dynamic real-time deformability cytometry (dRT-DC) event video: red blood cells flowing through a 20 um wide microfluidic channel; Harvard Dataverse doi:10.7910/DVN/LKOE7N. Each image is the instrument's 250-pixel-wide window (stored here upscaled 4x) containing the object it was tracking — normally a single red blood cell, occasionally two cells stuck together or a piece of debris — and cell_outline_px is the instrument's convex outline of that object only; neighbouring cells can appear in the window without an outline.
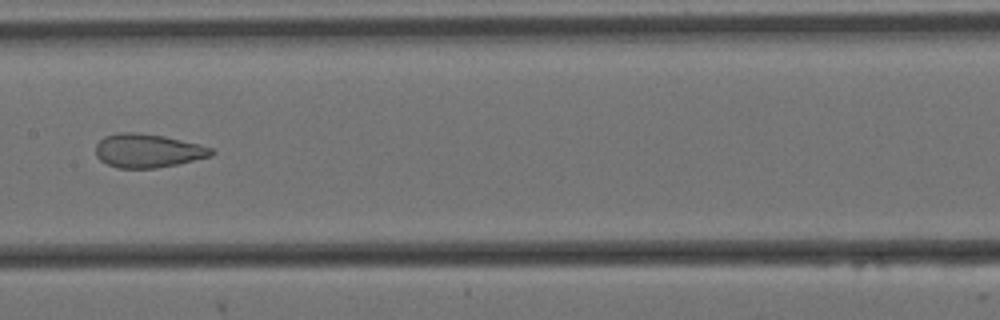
{"species": "Egyptian fruit bat (a non-hibernating species)", "species_latin": "Rousettus aegyptiacus", "temperature_condition": "cold", "stored_images_in_passage": 7, "camera_frame_rate_fps": 3000, "um_per_image_px": 0.085, "animal": {"sex": "female"}, "frame": {"image": 1, "passage_image": 4, "time_ms": 1.0, "image_size_px": [1000, 320], "cell_outline_px": [[216, 152], [212, 156], [176, 164], [156, 168], [116, 168], [100, 160], [96, 156], [96, 144], [104, 136], [120, 132], [136, 132], [164, 136], [200, 144], [212, 148]], "centroid_in_image_um": [12.56, 12.81], "position_along_channel_um": 194.8, "area_um2": 22.77}}
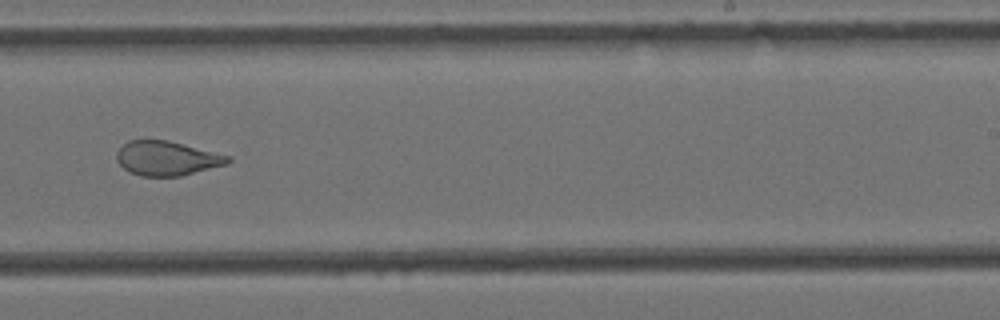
{"frame": {"image": 2, "passage_image": 6, "time_ms": 1.667, "image_size_px": [1000, 320], "cell_outline_px": [[232, 160], [228, 164], [180, 176], [140, 176], [124, 168], [116, 160], [116, 152], [128, 140], [168, 140], [232, 156]], "centroid_in_image_um": [14.22, 13.45], "position_along_channel_um": 274.8, "area_um2": 22.31}}
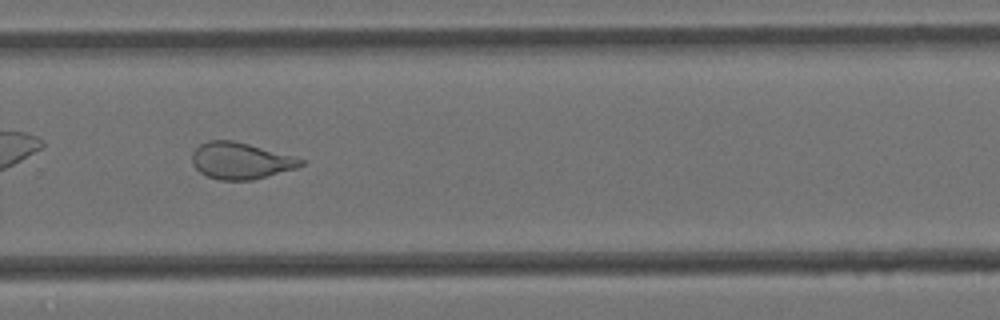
{"frame": {"image": 3, "passage_image": 7, "time_ms": 2.0, "image_size_px": [1000, 320], "cell_outline_px": [[304, 164], [296, 168], [252, 180], [220, 180], [208, 176], [200, 172], [192, 164], [192, 152], [200, 144], [208, 140], [232, 140], [248, 144], [292, 156], [304, 160]], "centroid_in_image_um": [20.41, 13.66], "position_along_channel_um": 309.4, "area_um2": 22.89}}